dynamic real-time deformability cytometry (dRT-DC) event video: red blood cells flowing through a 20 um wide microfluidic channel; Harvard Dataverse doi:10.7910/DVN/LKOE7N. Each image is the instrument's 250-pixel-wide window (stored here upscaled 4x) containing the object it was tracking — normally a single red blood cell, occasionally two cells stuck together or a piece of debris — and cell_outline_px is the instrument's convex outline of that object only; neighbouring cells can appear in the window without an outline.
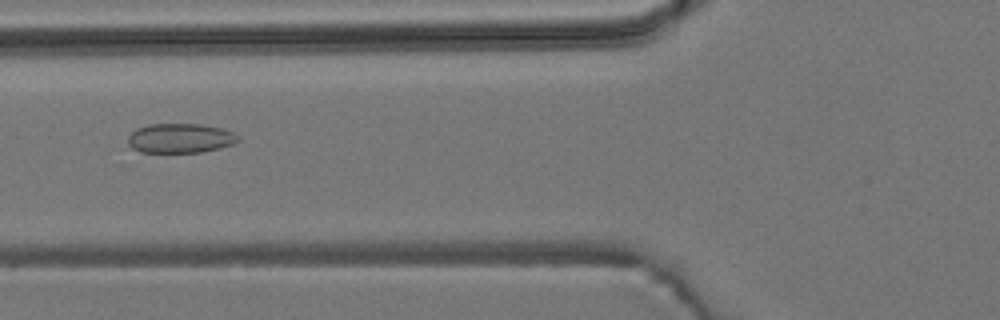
{"species": "common noctule bat (a hibernating species)", "species_latin": "Nyctalus noctula", "temperature_condition": "room temperature", "stored_images_in_passage": 6, "camera_frame_rate_fps": 3000, "um_per_image_px": 0.085, "animal": {"sex": "male", "body_mass_g": 19.2, "forearm_length_mm": 51.8}, "frame": {"image": 1, "passage_image": 4, "time_ms": 1.0, "image_size_px": [1000, 320], "cell_outline_px": [[240, 140], [232, 144], [220, 148], [200, 152], [140, 152], [132, 148], [128, 144], [128, 136], [136, 128], [148, 124], [200, 124], [224, 128], [240, 136]], "centroid_in_image_um": [15.33, 11.74], "position_along_channel_um": 110.5, "area_um2": 19.07}}